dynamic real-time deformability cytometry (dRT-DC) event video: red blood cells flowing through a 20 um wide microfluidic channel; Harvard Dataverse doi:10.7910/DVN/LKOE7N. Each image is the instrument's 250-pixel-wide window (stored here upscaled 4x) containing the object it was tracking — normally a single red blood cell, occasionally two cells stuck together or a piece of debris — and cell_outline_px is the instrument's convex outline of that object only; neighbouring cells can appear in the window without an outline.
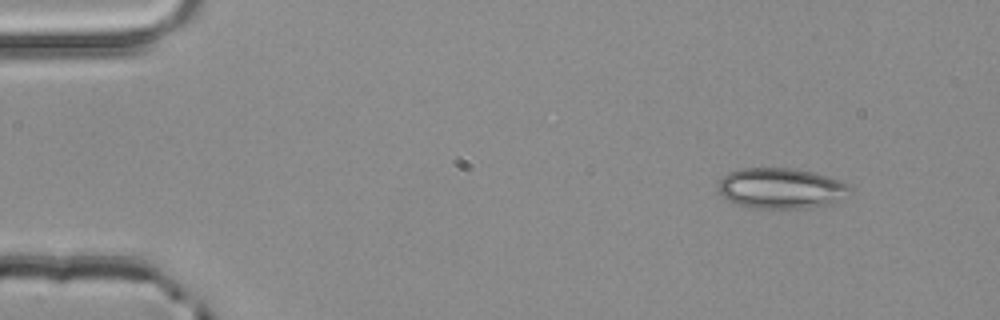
{"species": "common noctule bat (a hibernating species)", "species_latin": "Nyctalus noctula", "temperature_condition": "room temperature", "stored_images_in_passage": 3, "camera_frame_rate_fps": 3000, "um_per_image_px": 0.085, "animal": {"sex": "male", "body_mass_g": 20.4}, "frame": {"image": 1, "passage_image": 1, "time_ms": 0.0, "image_size_px": [1000, 320], "cell_outline_px": [[852, 192], [840, 200], [832, 204], [808, 208], [760, 208], [740, 204], [728, 200], [716, 188], [716, 184], [720, 176], [728, 172], [740, 168], [792, 168], [812, 172], [840, 180], [852, 188]], "centroid_in_image_um": [66.38, 15.99], "position_along_channel_um": 18.6, "area_um2": 31.39}}